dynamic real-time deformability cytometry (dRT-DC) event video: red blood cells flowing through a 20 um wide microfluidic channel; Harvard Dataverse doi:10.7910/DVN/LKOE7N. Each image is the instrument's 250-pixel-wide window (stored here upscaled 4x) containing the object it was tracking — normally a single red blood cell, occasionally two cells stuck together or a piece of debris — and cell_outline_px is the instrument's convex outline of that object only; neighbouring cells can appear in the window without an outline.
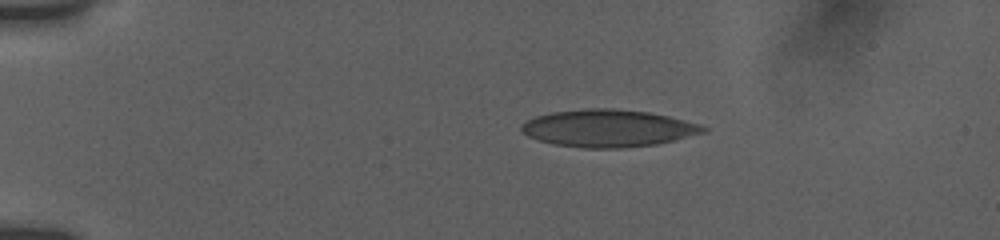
{"species": "human", "species_latin": "Homo sapiens", "temperature_condition": "room temperature", "stored_images_in_passage": 35, "camera_frame_rate_fps": 3000, "um_per_image_px": 0.085, "donor": {"sex": "female"}, "frame": {"image": 1, "passage_image": 1, "time_ms": 0.0, "image_size_px": [1000, 240], "cell_outline_px": [[704, 132], [672, 140], [652, 144], [620, 148], [580, 148], [552, 144], [528, 136], [520, 128], [528, 120], [536, 116], [556, 112], [644, 112], [668, 116], [696, 124], [704, 128]], "centroid_in_image_um": [51.64, 10.97], "position_along_channel_um": 33.4, "area_um2": 36.93}}
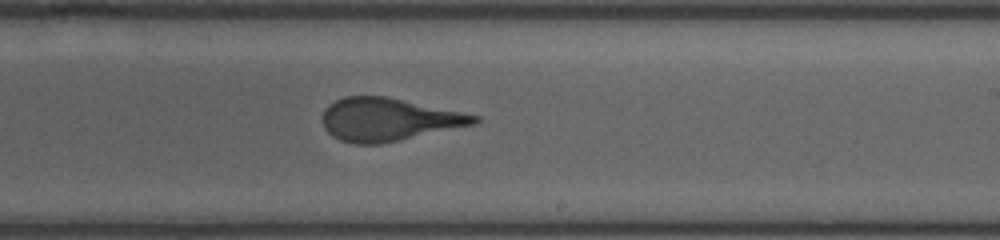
{"frame": {"image": 2, "passage_image": 20, "time_ms": 7.667, "image_size_px": [1000, 240], "cell_outline_px": [[480, 120], [476, 124], [400, 140], [380, 144], [352, 144], [340, 140], [332, 136], [324, 128], [324, 112], [328, 104], [344, 96], [388, 96], [480, 116]], "centroid_in_image_um": [33.03, 10.16], "position_along_channel_um": 256.0, "area_um2": 37.92}}
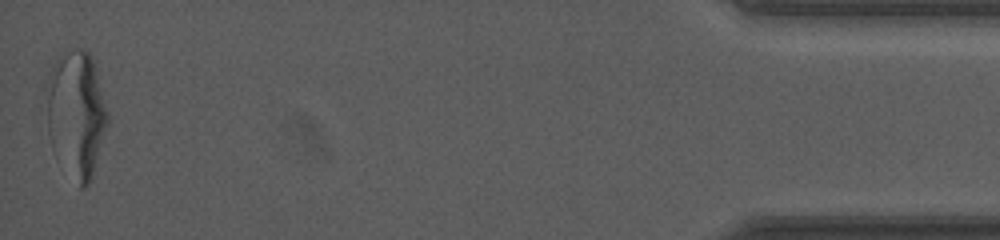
{"frame": {"image": 3, "passage_image": 35, "time_ms": 14.333, "image_size_px": [1000, 240], "cell_outline_px": [[112, 116], [88, 184], [84, 188], [80, 188], [52, 92], [52, 64], [60, 56], [80, 52], [88, 52], [92, 56], [96, 64]], "centroid_in_image_um": [6.89, 9.35], "position_along_channel_um": 428.3, "area_um2": 37.17}, "authors_computed_cell_mechanics": {"area_um2": 38.5526, "velocity_mm_per_s": 3.7973, "shape_relaxation_time_tau1_ms": 7.1187, "shape_relaxation_time_tau2_ms": 1.1062, "deformation_change_tau1": 0.2345, "deformation_change_tau2": 0.1141}}